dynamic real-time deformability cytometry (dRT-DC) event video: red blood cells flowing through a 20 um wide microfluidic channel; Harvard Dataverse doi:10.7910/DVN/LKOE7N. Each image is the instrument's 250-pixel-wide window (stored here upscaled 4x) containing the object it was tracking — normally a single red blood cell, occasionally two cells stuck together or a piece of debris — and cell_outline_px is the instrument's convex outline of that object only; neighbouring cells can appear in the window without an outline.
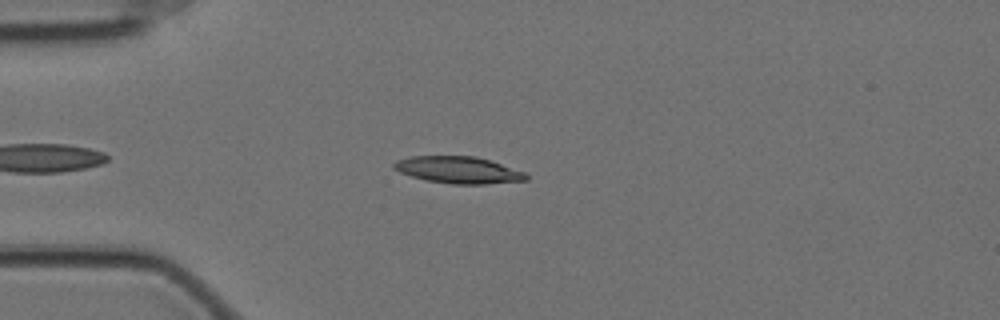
{"species": "Egyptian fruit bat (a non-hibernating species)", "species_latin": "Rousettus aegyptiacus", "temperature_condition": "cold", "stored_images_in_passage": 49, "camera_frame_rate_fps": 3000, "um_per_image_px": 0.085, "animal": {"sex": "female"}, "frame": {"image": 1, "passage_image": 9, "time_ms": 2.667, "image_size_px": [1000, 320], "cell_outline_px": [[528, 180], [484, 184], [452, 184], [424, 180], [400, 172], [392, 168], [392, 164], [396, 160], [412, 156], [476, 156], [524, 172], [528, 176]], "centroid_in_image_um": [38.92, 14.45], "position_along_channel_um": 46.1, "area_um2": 20.58}}
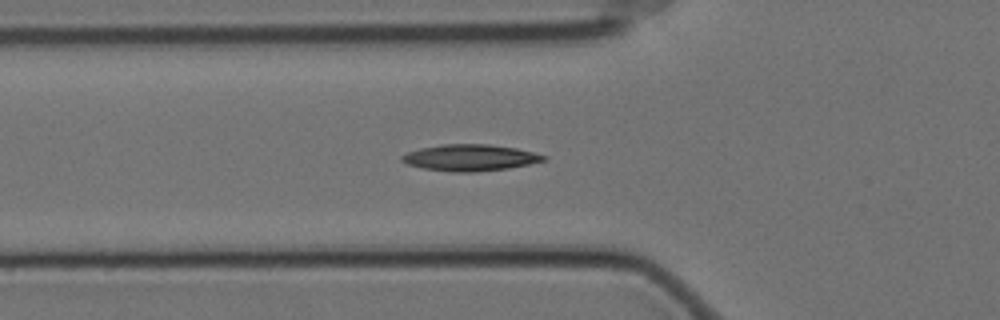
{"frame": {"image": 2, "passage_image": 14, "time_ms": 4.333, "image_size_px": [1000, 320], "cell_outline_px": [[548, 160], [508, 168], [472, 172], [452, 172], [424, 168], [408, 164], [400, 160], [400, 156], [408, 152], [420, 148], [440, 144], [488, 144], [516, 148], [548, 156]], "centroid_in_image_um": [39.96, 13.39], "position_along_channel_um": 85.8, "area_um2": 21.79}, "authors_computed_cell_mechanics": {"area_um2": 21.386, "velocity_mm_per_s": 3.4942, "shape_relaxation_time_tau1_ms": null, "shape_relaxation_time_tau2_ms": 4.4965, "deformation_change_tau1": null, "deformation_change_tau2": 0.1128}}